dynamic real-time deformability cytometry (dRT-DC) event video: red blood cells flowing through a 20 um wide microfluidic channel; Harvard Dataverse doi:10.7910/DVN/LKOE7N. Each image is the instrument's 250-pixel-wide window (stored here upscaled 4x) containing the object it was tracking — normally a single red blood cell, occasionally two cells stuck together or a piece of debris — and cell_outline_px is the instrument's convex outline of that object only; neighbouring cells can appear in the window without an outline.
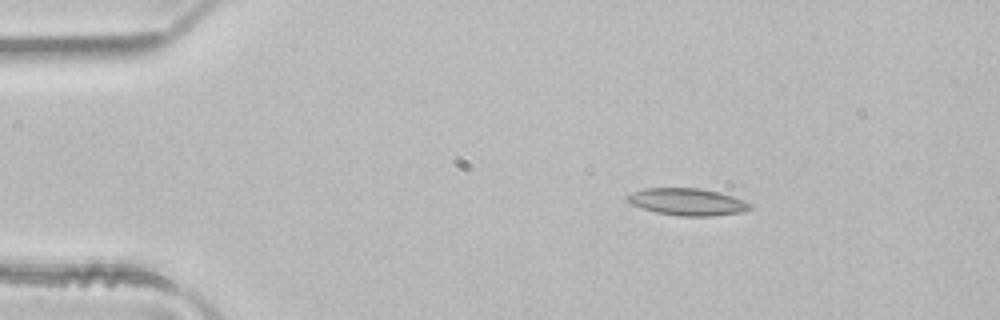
{"species": "common noctule bat (a hibernating species)", "species_latin": "Nyctalus noctula", "temperature_condition": "room temperature", "stored_images_in_passage": 3, "camera_frame_rate_fps": 3000, "um_per_image_px": 0.085, "animal": {"sex": "male", "body_mass_g": 21.5, "forearm_length_mm": 52.0}, "frame": {"image": 1, "passage_image": 2, "time_ms": 0.333, "image_size_px": [1000, 320], "cell_outline_px": [[752, 208], [740, 212], [708, 216], [684, 216], [656, 212], [632, 204], [628, 200], [628, 196], [632, 192], [644, 188], [700, 188], [732, 196], [744, 200], [752, 204]], "centroid_in_image_um": [58.45, 17.15], "position_along_channel_um": 26.6, "area_um2": 18.96}}